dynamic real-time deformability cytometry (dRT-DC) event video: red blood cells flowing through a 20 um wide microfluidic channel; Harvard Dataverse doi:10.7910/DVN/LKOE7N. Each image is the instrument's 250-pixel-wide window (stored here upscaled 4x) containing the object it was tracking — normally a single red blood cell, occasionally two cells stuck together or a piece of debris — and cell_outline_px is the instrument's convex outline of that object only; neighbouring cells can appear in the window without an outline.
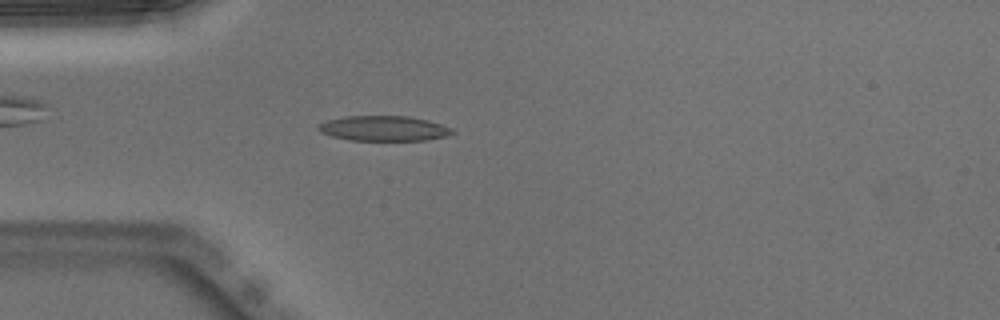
{"species": "Egyptian fruit bat (a non-hibernating species)", "species_latin": "Rousettus aegyptiacus", "temperature_condition": "warm", "stored_images_in_passage": 49, "camera_frame_rate_fps": 3000, "um_per_image_px": 0.085, "animal": {"sex": "male"}, "frame": {"image": 1, "passage_image": 13, "time_ms": 4.0, "image_size_px": [1000, 320], "cell_outline_px": [[456, 132], [448, 136], [428, 140], [352, 140], [332, 136], [320, 132], [316, 128], [320, 124], [328, 120], [344, 116], [408, 116], [428, 120], [452, 128]], "centroid_in_image_um": [32.65, 10.91], "position_along_channel_um": 52.3, "area_um2": 19.59}}
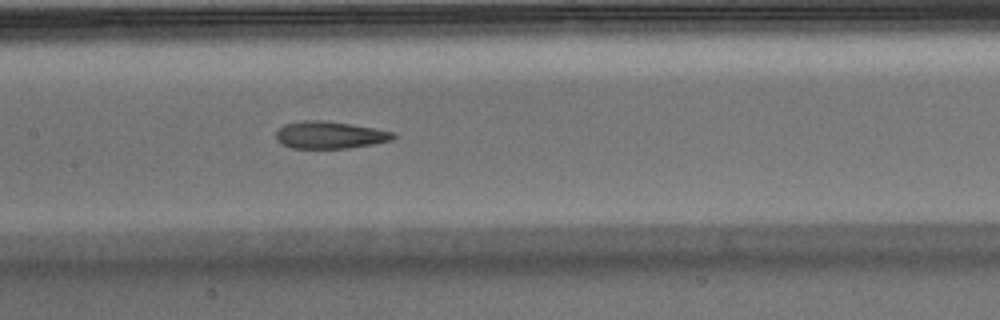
{"frame": {"image": 2, "passage_image": 23, "time_ms": 7.333, "image_size_px": [1000, 320], "cell_outline_px": [[396, 136], [392, 140], [372, 144], [348, 148], [292, 148], [280, 144], [276, 140], [276, 132], [284, 124], [304, 120], [320, 120], [348, 124], [396, 132]], "centroid_in_image_um": [28.0, 11.48], "position_along_channel_um": 179.4, "area_um2": 18.5}}
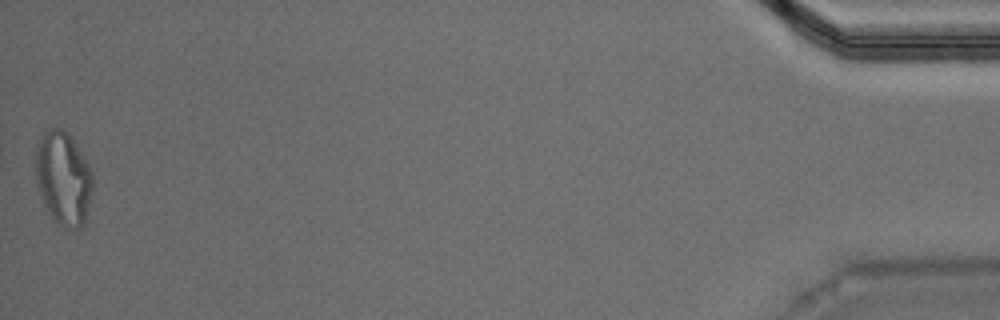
{"frame": {"image": 3, "passage_image": 49, "time_ms": 16.0, "image_size_px": [1000, 320], "cell_outline_px": [[92, 188], [84, 224], [80, 228], [64, 228], [48, 212], [44, 204], [40, 192], [36, 176], [36, 148], [40, 136], [48, 128], [60, 128], [68, 132], [72, 136], [88, 164], [92, 172]], "centroid_in_image_um": [5.38, 15.11], "position_along_channel_um": 429.8, "area_um2": 30.87}, "authors_computed_cell_mechanics": {"area_um2": 19.4208, "velocity_mm_per_s": 3.9917, "shape_relaxation_time_tau1_ms": null, "shape_relaxation_time_tau2_ms": 3.1542, "deformation_change_tau1": null, "deformation_change_tau2": 0.1083}}